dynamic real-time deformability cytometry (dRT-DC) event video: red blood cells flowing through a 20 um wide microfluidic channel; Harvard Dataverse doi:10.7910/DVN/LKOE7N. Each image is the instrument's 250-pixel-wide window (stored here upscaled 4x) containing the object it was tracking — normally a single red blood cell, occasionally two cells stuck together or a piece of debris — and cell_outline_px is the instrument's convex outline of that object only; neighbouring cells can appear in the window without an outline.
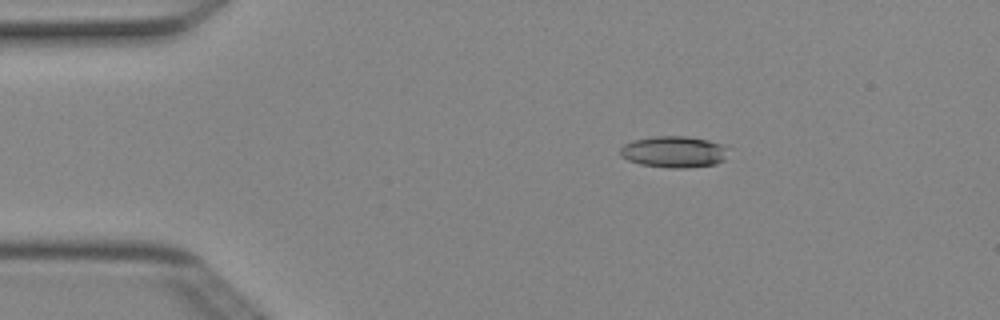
{"species": "Egyptian fruit bat (a non-hibernating species)", "species_latin": "Rousettus aegyptiacus", "temperature_condition": "cold", "stored_images_in_passage": 8, "camera_frame_rate_fps": 3000, "um_per_image_px": 0.085, "animal": {"sex": "female"}, "frame": {"image": 1, "passage_image": 2, "time_ms": 0.333, "image_size_px": [1000, 320], "cell_outline_px": [[724, 160], [716, 164], [688, 168], [668, 168], [640, 164], [628, 160], [620, 156], [620, 148], [624, 144], [632, 140], [656, 136], [684, 136], [708, 140], [720, 144], [724, 148]], "centroid_in_image_um": [57.21, 12.91], "position_along_channel_um": 27.8, "area_um2": 19.65}}
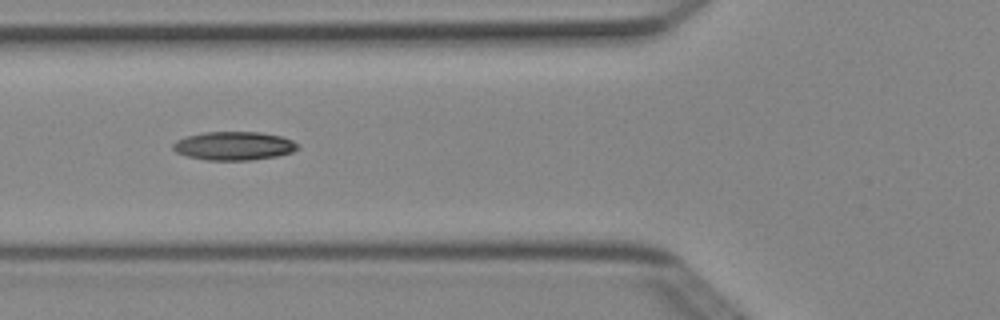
{"frame": {"image": 2, "passage_image": 5, "time_ms": 1.333, "image_size_px": [1000, 320], "cell_outline_px": [[300, 148], [292, 152], [276, 156], [252, 160], [208, 160], [188, 156], [176, 152], [172, 148], [172, 144], [176, 140], [184, 136], [204, 132], [260, 132], [280, 136], [292, 140], [300, 144]], "centroid_in_image_um": [19.89, 12.39], "position_along_channel_um": 105.9, "area_um2": 20.87}}
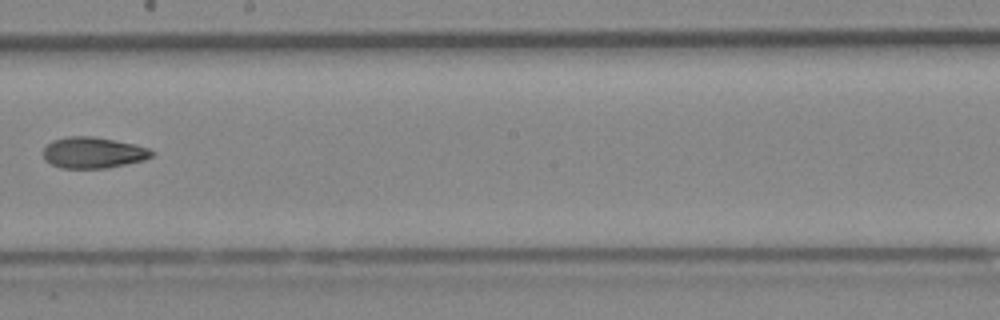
{"frame": {"image": 3, "passage_image": 8, "time_ms": 2.333, "image_size_px": [1000, 320], "cell_outline_px": [[156, 152], [152, 156], [144, 160], [108, 168], [60, 168], [44, 160], [44, 148], [52, 140], [68, 136], [92, 136], [136, 144], [148, 148]], "centroid_in_image_um": [7.93, 12.97], "position_along_channel_um": 240.3, "area_um2": 19.77}}